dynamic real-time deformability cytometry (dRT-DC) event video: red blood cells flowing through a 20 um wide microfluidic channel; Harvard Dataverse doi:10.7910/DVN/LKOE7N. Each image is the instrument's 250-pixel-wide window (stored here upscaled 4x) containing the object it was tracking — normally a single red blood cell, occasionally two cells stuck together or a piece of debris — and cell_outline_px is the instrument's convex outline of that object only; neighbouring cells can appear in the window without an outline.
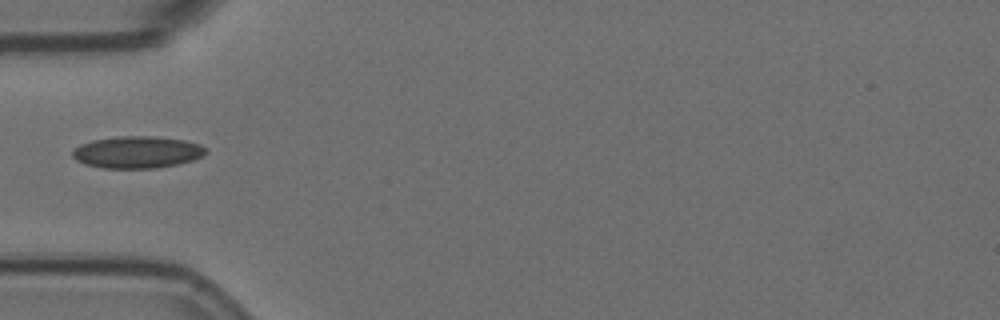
{"species": "Egyptian fruit bat (a non-hibernating species)", "species_latin": "Rousettus aegyptiacus", "temperature_condition": "room temperature", "stored_images_in_passage": 14, "camera_frame_rate_fps": 3000, "um_per_image_px": 0.085, "animal": {"sex": "female"}, "frame": {"image": 1, "passage_image": 4, "time_ms": 1.0, "image_size_px": [1000, 320], "cell_outline_px": [[208, 152], [204, 156], [192, 160], [176, 164], [156, 168], [104, 168], [84, 164], [76, 160], [72, 156], [72, 148], [80, 144], [92, 140], [116, 136], [156, 136], [184, 140], [200, 144]], "centroid_in_image_um": [11.63, 12.93], "position_along_channel_um": 73.4, "area_um2": 25.03}}
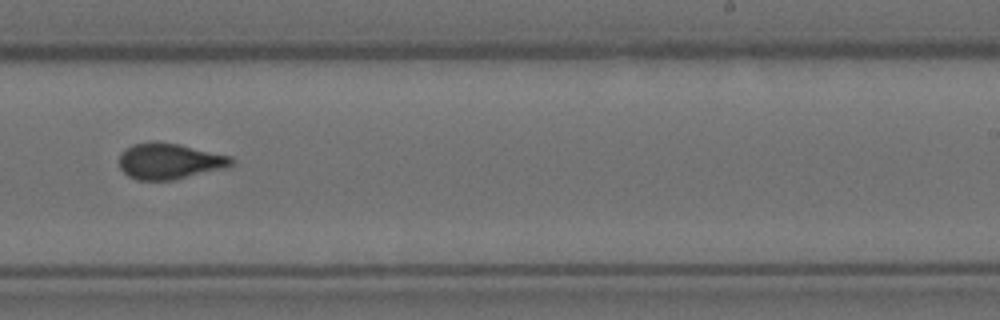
{"frame": {"image": 2, "passage_image": 9, "time_ms": 2.667, "image_size_px": [1000, 320], "cell_outline_px": [[236, 160], [228, 168], [172, 180], [136, 180], [128, 176], [120, 168], [120, 152], [132, 144], [180, 144], [232, 156]], "centroid_in_image_um": [14.46, 13.73], "position_along_channel_um": 274.5, "area_um2": 23.24}}
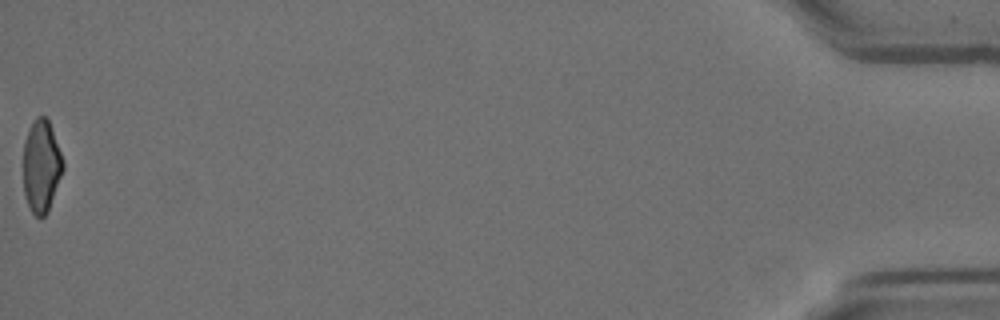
{"frame": {"image": 3, "passage_image": 14, "time_ms": 4.333, "image_size_px": [1000, 320], "cell_outline_px": [[64, 168], [48, 212], [44, 216], [36, 216], [32, 212], [28, 204], [24, 192], [24, 140], [36, 116], [44, 116], [48, 120], [64, 160]], "centroid_in_image_um": [3.53, 14.13], "position_along_channel_um": 431.7, "area_um2": 21.15}}